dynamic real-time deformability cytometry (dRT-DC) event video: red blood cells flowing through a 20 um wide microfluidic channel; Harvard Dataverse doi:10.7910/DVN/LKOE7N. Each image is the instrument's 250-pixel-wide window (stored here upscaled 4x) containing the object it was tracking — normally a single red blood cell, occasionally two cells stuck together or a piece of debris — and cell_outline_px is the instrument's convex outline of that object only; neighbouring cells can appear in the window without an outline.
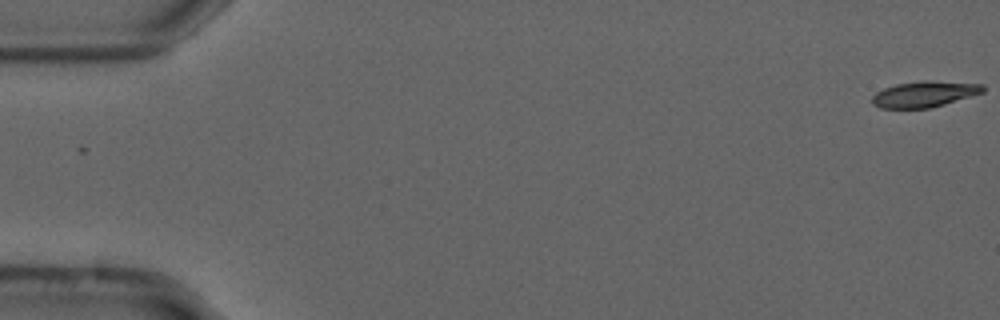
{"species": "common noctule bat (a hibernating species)", "species_latin": "Nyctalus noctula", "temperature_condition": "cold", "stored_images_in_passage": 55, "camera_frame_rate_fps": 3000, "um_per_image_px": 0.085, "animal": {"sex": "male", "forearm_length_mm": 52.5}, "frame": {"image": 1, "passage_image": 1, "time_ms": 0.0, "image_size_px": [1000, 320], "cell_outline_px": [[984, 92], [944, 104], [928, 108], [880, 108], [872, 104], [872, 96], [876, 92], [884, 88], [896, 84], [924, 80], [928, 80], [984, 84]], "centroid_in_image_um": [78.56, 7.99], "position_along_channel_um": 6.4, "area_um2": 16.7}}
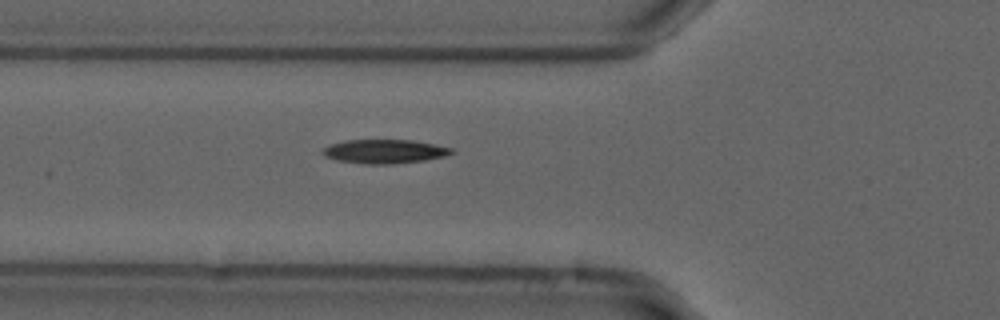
{"frame": {"image": 2, "passage_image": 20, "time_ms": 6.333, "image_size_px": [1000, 320], "cell_outline_px": [[456, 152], [444, 156], [424, 160], [392, 164], [364, 164], [336, 160], [324, 156], [320, 152], [328, 144], [348, 140], [412, 140], [456, 148]], "centroid_in_image_um": [32.69, 12.87], "position_along_channel_um": 93.1, "area_um2": 18.15}}
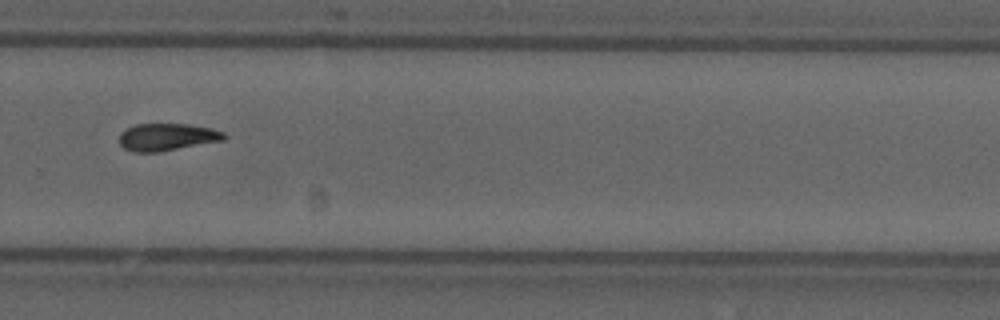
{"frame": {"image": 3, "passage_image": 38, "time_ms": 12.333, "image_size_px": [1000, 320], "cell_outline_px": [[228, 136], [224, 140], [160, 152], [132, 152], [124, 148], [120, 144], [120, 132], [136, 124], [188, 124], [212, 128], [224, 132]], "centroid_in_image_um": [14.22, 11.65], "position_along_channel_um": 315.6, "area_um2": 16.76}}